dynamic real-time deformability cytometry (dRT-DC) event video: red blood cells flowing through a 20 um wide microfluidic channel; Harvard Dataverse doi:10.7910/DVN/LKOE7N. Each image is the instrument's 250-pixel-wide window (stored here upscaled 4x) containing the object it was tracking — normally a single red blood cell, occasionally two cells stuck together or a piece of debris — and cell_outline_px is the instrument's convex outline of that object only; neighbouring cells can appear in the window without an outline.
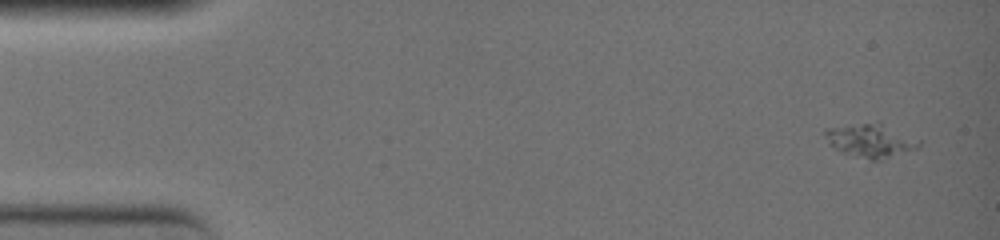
{"species": "common noctule bat (a hibernating species)", "species_latin": "Nyctalus noctula", "temperature_condition": "warm", "stored_images_in_passage": 10, "camera_frame_rate_fps": 3000, "um_per_image_px": 0.085, "animal": {"sex": "female", "body_mass_g": 19.0, "forearm_length_mm": 51.5}, "frame": {"image": 1, "passage_image": 1, "time_ms": 0.0, "image_size_px": [1000, 240], "cell_outline_px": [[920, 144], [916, 148], [876, 160], [872, 160], [844, 152], [832, 148], [828, 144], [824, 132], [828, 128], [864, 124], [880, 124], [920, 140]], "centroid_in_image_um": [73.94, 11.97], "position_along_channel_um": 11.1, "area_um2": 17.11}}
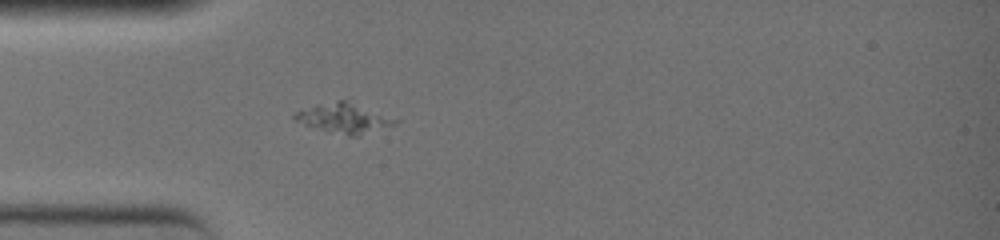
{"frame": {"image": 2, "passage_image": 10, "time_ms": 3.0, "image_size_px": [1000, 240], "cell_outline_px": [[400, 120], [396, 124], [356, 136], [348, 136], [328, 132], [292, 120], [292, 116], [296, 112], [316, 104], [336, 100], [344, 100]], "centroid_in_image_um": [29.19, 10.06], "position_along_channel_um": 55.8, "area_um2": 17.17}}